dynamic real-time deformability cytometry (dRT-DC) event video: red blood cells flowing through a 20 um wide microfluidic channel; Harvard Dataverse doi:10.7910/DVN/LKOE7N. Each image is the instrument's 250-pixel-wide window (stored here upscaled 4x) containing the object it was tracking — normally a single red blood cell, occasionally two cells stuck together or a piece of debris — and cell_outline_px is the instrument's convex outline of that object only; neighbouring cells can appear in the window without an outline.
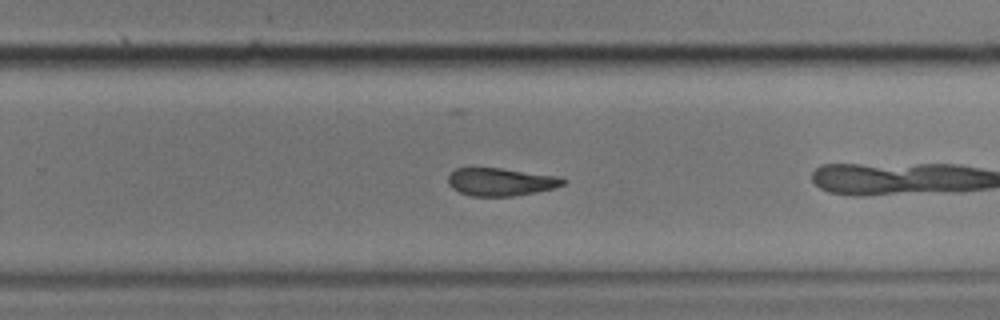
{"species": "common noctule bat (a hibernating species)", "species_latin": "Nyctalus noctula", "temperature_condition": "cold", "stored_images_in_passage": 28, "camera_frame_rate_fps": 3000, "um_per_image_px": 0.085, "animal": {"sex": "male", "body_mass_g": 17.9}, "frame": {"image": 1, "passage_image": 20, "time_ms": 6.333, "image_size_px": [1000, 320], "cell_outline_px": [[568, 180], [564, 184], [556, 188], [536, 192], [512, 196], [472, 196], [460, 192], [452, 188], [448, 184], [448, 176], [456, 168], [500, 168], [560, 176]], "centroid_in_image_um": [42.6, 15.46], "position_along_channel_um": 287.2, "area_um2": 18.73}}